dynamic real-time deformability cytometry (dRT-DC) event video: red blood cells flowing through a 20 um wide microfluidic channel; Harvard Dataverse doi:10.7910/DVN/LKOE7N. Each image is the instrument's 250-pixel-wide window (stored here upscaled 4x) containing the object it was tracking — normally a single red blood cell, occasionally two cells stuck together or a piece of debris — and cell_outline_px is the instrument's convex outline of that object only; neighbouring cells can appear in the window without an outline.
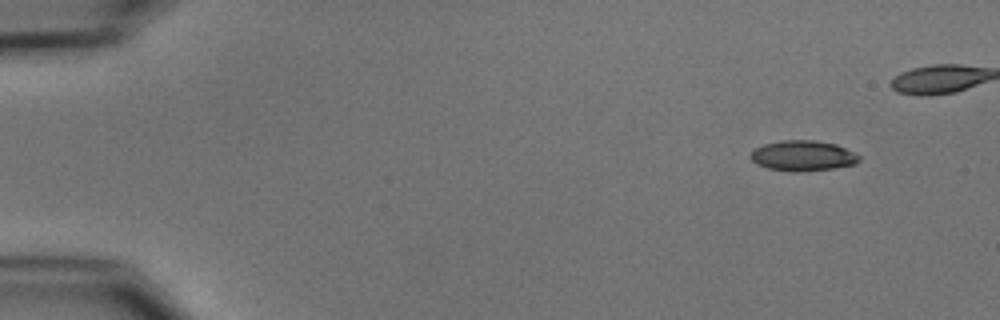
{"species": "common noctule bat (a hibernating species)", "species_latin": "Nyctalus noctula", "temperature_condition": "cold", "stored_images_in_passage": 5, "camera_frame_rate_fps": 3000, "um_per_image_px": 0.085, "animal": {"sex": "male", "body_mass_g": 15.6}, "frame": {"image": 1, "passage_image": 1, "time_ms": 0.0, "image_size_px": [1000, 320], "cell_outline_px": [[860, 160], [856, 164], [832, 168], [792, 172], [768, 168], [756, 164], [748, 156], [756, 148], [764, 144], [784, 140], [816, 140], [836, 144], [860, 156]], "centroid_in_image_um": [68.23, 13.23], "position_along_channel_um": 16.8, "area_um2": 19.07}}